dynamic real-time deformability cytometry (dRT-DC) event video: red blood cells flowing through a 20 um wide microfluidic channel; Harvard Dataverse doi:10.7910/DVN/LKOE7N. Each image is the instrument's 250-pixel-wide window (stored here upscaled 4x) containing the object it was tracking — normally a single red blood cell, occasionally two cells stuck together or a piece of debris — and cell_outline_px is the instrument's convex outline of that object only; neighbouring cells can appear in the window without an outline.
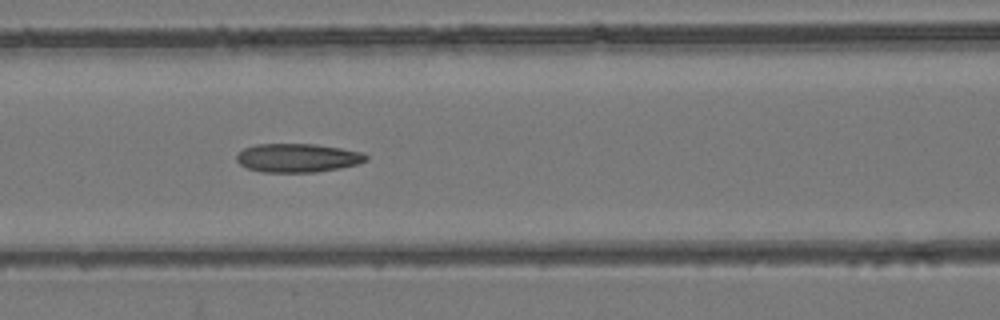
{"species": "common noctule bat (a hibernating species)", "species_latin": "Nyctalus noctula", "temperature_condition": "room temperature", "stored_images_in_passage": 17, "camera_frame_rate_fps": 3000, "um_per_image_px": 0.085, "animal": {"sex": "female", "body_mass_g": 24.6, "forearm_length_mm": 56.2}, "frame": {"image": 1, "passage_image": 10, "time_ms": 3.0, "image_size_px": [1000, 320], "cell_outline_px": [[368, 160], [356, 164], [340, 168], [316, 172], [260, 172], [248, 168], [240, 164], [236, 160], [236, 152], [244, 148], [256, 144], [316, 144], [364, 152], [368, 156]], "centroid_in_image_um": [25.28, 13.41], "position_along_channel_um": 141.3, "area_um2": 21.79}}